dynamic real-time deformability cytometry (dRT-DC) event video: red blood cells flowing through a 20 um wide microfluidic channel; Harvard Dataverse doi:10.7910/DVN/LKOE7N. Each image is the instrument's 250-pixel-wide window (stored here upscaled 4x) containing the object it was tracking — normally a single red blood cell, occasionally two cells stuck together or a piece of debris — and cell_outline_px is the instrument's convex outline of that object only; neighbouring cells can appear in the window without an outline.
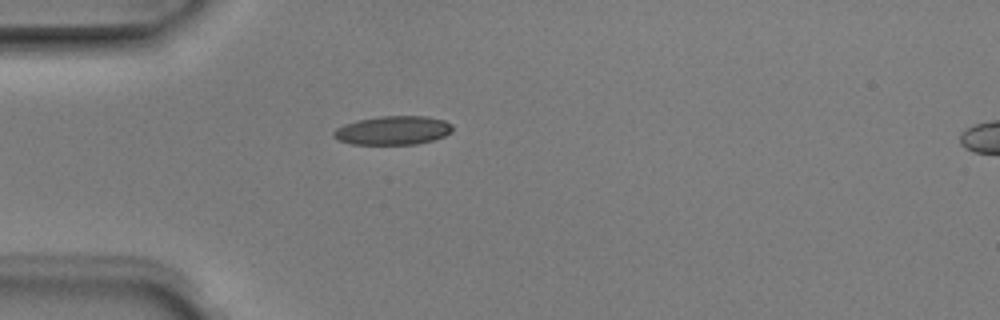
{"species": "Egyptian fruit bat (a non-hibernating species)", "species_latin": "Rousettus aegyptiacus", "temperature_condition": "room temperature", "stored_images_in_passage": 2, "segment_of_instrument_passage": [1, 2], "camera_frame_rate_fps": 3000, "um_per_image_px": 0.085, "animal": {"sex": "male"}, "frame": {"image": 1, "passage_image": 1, "time_ms": 0.0, "image_size_px": [1000, 320], "cell_outline_px": [[452, 132], [444, 136], [432, 140], [416, 144], [352, 144], [340, 140], [332, 136], [332, 132], [336, 128], [344, 124], [356, 120], [380, 116], [428, 116], [444, 120], [452, 124]], "centroid_in_image_um": [33.4, 11.07], "position_along_channel_um": 51.6, "area_um2": 20.0}}